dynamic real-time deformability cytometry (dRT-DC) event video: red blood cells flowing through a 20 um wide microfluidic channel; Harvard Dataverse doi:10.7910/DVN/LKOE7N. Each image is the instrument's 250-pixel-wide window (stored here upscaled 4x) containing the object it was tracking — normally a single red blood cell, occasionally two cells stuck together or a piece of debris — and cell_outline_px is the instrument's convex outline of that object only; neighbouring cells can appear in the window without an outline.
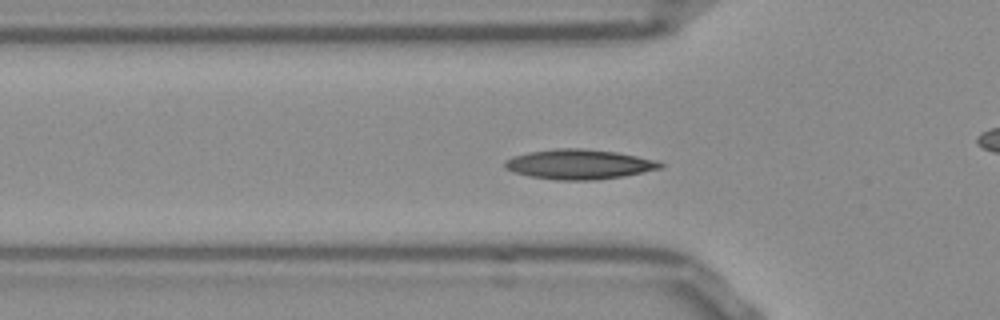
{"species": "Egyptian fruit bat (a non-hibernating species)", "species_latin": "Rousettus aegyptiacus", "temperature_condition": "room temperature", "stored_images_in_passage": 31, "camera_frame_rate_fps": 3000, "um_per_image_px": 0.085, "frame": {"image": 1, "passage_image": 6, "time_ms": 1.667, "image_size_px": [1000, 320], "cell_outline_px": [[664, 168], [624, 176], [592, 180], [556, 180], [532, 176], [512, 172], [504, 168], [504, 160], [512, 156], [528, 152], [556, 148], [580, 148], [616, 152], [656, 160], [664, 164]], "centroid_in_image_um": [49.21, 13.96], "position_along_channel_um": 76.6, "area_um2": 27.11}}
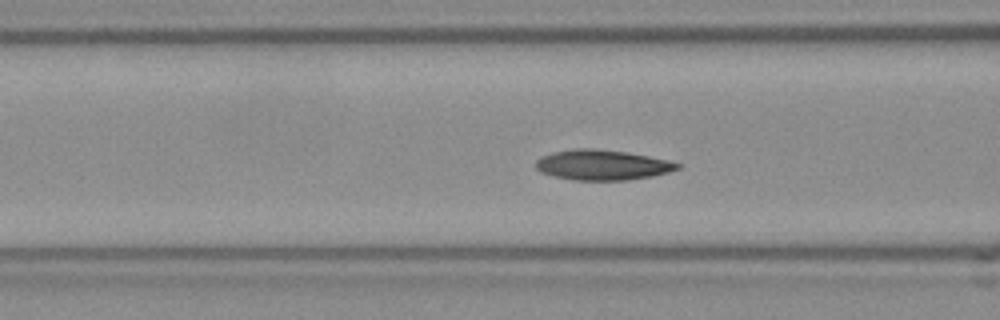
{"frame": {"image": 2, "passage_image": 9, "time_ms": 2.667, "image_size_px": [1000, 320], "cell_outline_px": [[680, 168], [668, 172], [652, 176], [628, 180], [572, 180], [552, 176], [540, 172], [536, 168], [536, 160], [540, 156], [552, 152], [576, 148], [596, 148], [624, 152], [648, 156], [668, 160], [680, 164]], "centroid_in_image_um": [51.15, 14.02], "position_along_channel_um": 115.5, "area_um2": 25.03}}
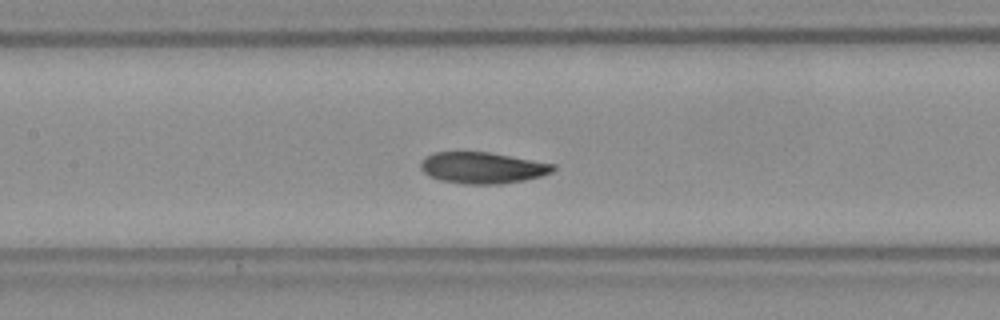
{"frame": {"image": 3, "passage_image": 13, "time_ms": 4.0, "image_size_px": [1000, 320], "cell_outline_px": [[556, 168], [552, 172], [540, 176], [524, 180], [500, 184], [464, 184], [440, 180], [424, 172], [420, 168], [420, 160], [432, 152], [488, 152], [556, 164]], "centroid_in_image_um": [41.0, 14.26], "position_along_channel_um": 166.4, "area_um2": 24.16}, "authors_computed_cell_mechanics": {"area_um2": 24.565, "velocity_mm_per_s": 3.809, "shape_relaxation_time_tau1_ms": 5.7227, "shape_relaxation_time_tau2_ms": 2.1699, "deformation_change_tau1": 0.1445, "deformation_change_tau2": 0.0727}}